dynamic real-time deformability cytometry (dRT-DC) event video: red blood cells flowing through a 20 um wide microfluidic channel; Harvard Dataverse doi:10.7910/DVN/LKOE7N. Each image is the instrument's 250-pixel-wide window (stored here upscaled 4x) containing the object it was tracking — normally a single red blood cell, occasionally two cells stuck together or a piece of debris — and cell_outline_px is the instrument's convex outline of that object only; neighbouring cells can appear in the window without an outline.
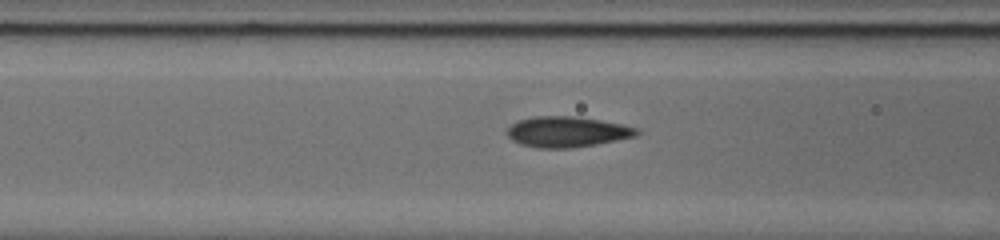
{"species": "common noctule bat (a hibernating species)", "species_latin": "Nyctalus noctula", "temperature_condition": "cold", "stored_images_in_passage": 23, "camera_frame_rate_fps": 3000, "um_per_image_px": 0.085, "animal": {"sex": "male", "body_mass_g": 20.0, "forearm_length_mm": 53.3}, "frame": {"image": 1, "passage_image": 14, "time_ms": 4.333, "image_size_px": [1000, 240], "cell_outline_px": [[640, 132], [636, 136], [596, 144], [568, 148], [536, 148], [520, 144], [512, 140], [508, 136], [508, 128], [512, 124], [520, 120], [536, 116], [572, 116], [600, 120], [624, 124], [640, 128]], "centroid_in_image_um": [48.23, 11.2], "position_along_channel_um": 118.4, "area_um2": 23.06}}
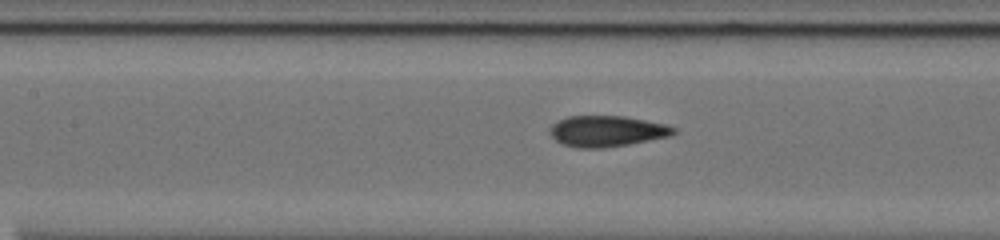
{"frame": {"image": 2, "passage_image": 17, "time_ms": 5.333, "image_size_px": [1000, 240], "cell_outline_px": [[676, 132], [672, 136], [628, 144], [604, 148], [576, 148], [560, 144], [548, 132], [548, 128], [552, 124], [568, 116], [624, 116], [668, 124], [676, 128]], "centroid_in_image_um": [51.58, 11.15], "position_along_channel_um": 155.8, "area_um2": 22.6}}
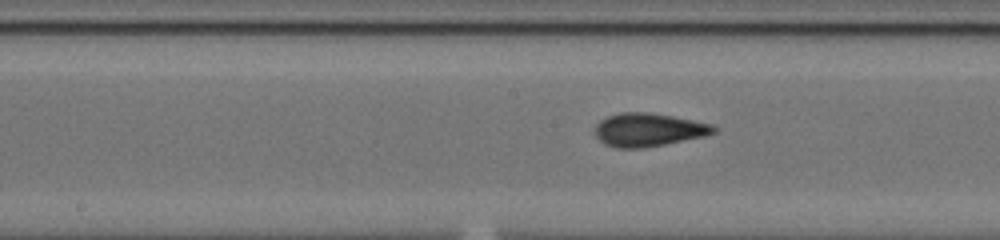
{"frame": {"image": 3, "passage_image": 20, "time_ms": 6.333, "image_size_px": [1000, 240], "cell_outline_px": [[720, 128], [716, 132], [704, 136], [644, 148], [616, 148], [604, 144], [596, 136], [592, 128], [600, 120], [608, 116], [620, 112], [648, 112], [672, 116], [712, 124]], "centroid_in_image_um": [55.09, 11.03], "position_along_channel_um": 193.1, "area_um2": 23.18}}